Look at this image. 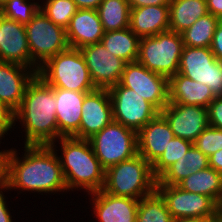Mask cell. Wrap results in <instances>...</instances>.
<instances>
[{"mask_svg": "<svg viewBox=\"0 0 222 222\" xmlns=\"http://www.w3.org/2000/svg\"><path fill=\"white\" fill-rule=\"evenodd\" d=\"M220 19L208 13L181 33L184 46L210 48Z\"/></svg>", "mask_w": 222, "mask_h": 222, "instance_id": "obj_29", "label": "cell"}, {"mask_svg": "<svg viewBox=\"0 0 222 222\" xmlns=\"http://www.w3.org/2000/svg\"><path fill=\"white\" fill-rule=\"evenodd\" d=\"M193 146V142L174 137L170 140L169 145L152 165L153 176L157 179L170 165L180 159Z\"/></svg>", "mask_w": 222, "mask_h": 222, "instance_id": "obj_31", "label": "cell"}, {"mask_svg": "<svg viewBox=\"0 0 222 222\" xmlns=\"http://www.w3.org/2000/svg\"><path fill=\"white\" fill-rule=\"evenodd\" d=\"M193 145L209 158L222 149V130L208 126L193 142Z\"/></svg>", "mask_w": 222, "mask_h": 222, "instance_id": "obj_34", "label": "cell"}, {"mask_svg": "<svg viewBox=\"0 0 222 222\" xmlns=\"http://www.w3.org/2000/svg\"><path fill=\"white\" fill-rule=\"evenodd\" d=\"M112 104L113 120L138 132L160 111L134 90L119 83L108 88Z\"/></svg>", "mask_w": 222, "mask_h": 222, "instance_id": "obj_9", "label": "cell"}, {"mask_svg": "<svg viewBox=\"0 0 222 222\" xmlns=\"http://www.w3.org/2000/svg\"><path fill=\"white\" fill-rule=\"evenodd\" d=\"M140 38L128 27L122 30L104 32L101 43L116 57L126 63L138 58Z\"/></svg>", "mask_w": 222, "mask_h": 222, "instance_id": "obj_27", "label": "cell"}, {"mask_svg": "<svg viewBox=\"0 0 222 222\" xmlns=\"http://www.w3.org/2000/svg\"><path fill=\"white\" fill-rule=\"evenodd\" d=\"M78 9H95L97 10L103 0H73Z\"/></svg>", "mask_w": 222, "mask_h": 222, "instance_id": "obj_42", "label": "cell"}, {"mask_svg": "<svg viewBox=\"0 0 222 222\" xmlns=\"http://www.w3.org/2000/svg\"><path fill=\"white\" fill-rule=\"evenodd\" d=\"M210 49L215 58L222 62V20L216 26Z\"/></svg>", "mask_w": 222, "mask_h": 222, "instance_id": "obj_37", "label": "cell"}, {"mask_svg": "<svg viewBox=\"0 0 222 222\" xmlns=\"http://www.w3.org/2000/svg\"><path fill=\"white\" fill-rule=\"evenodd\" d=\"M14 123V111L0 101V138L12 128Z\"/></svg>", "mask_w": 222, "mask_h": 222, "instance_id": "obj_36", "label": "cell"}, {"mask_svg": "<svg viewBox=\"0 0 222 222\" xmlns=\"http://www.w3.org/2000/svg\"><path fill=\"white\" fill-rule=\"evenodd\" d=\"M174 222H215V217H189L177 219Z\"/></svg>", "mask_w": 222, "mask_h": 222, "instance_id": "obj_44", "label": "cell"}, {"mask_svg": "<svg viewBox=\"0 0 222 222\" xmlns=\"http://www.w3.org/2000/svg\"><path fill=\"white\" fill-rule=\"evenodd\" d=\"M97 11L104 32L129 27L130 7L127 0H103Z\"/></svg>", "mask_w": 222, "mask_h": 222, "instance_id": "obj_28", "label": "cell"}, {"mask_svg": "<svg viewBox=\"0 0 222 222\" xmlns=\"http://www.w3.org/2000/svg\"><path fill=\"white\" fill-rule=\"evenodd\" d=\"M184 48L180 33L166 31L140 38L137 62L168 79L178 72Z\"/></svg>", "mask_w": 222, "mask_h": 222, "instance_id": "obj_6", "label": "cell"}, {"mask_svg": "<svg viewBox=\"0 0 222 222\" xmlns=\"http://www.w3.org/2000/svg\"><path fill=\"white\" fill-rule=\"evenodd\" d=\"M215 222H222V216L219 213L215 216Z\"/></svg>", "mask_w": 222, "mask_h": 222, "instance_id": "obj_46", "label": "cell"}, {"mask_svg": "<svg viewBox=\"0 0 222 222\" xmlns=\"http://www.w3.org/2000/svg\"><path fill=\"white\" fill-rule=\"evenodd\" d=\"M87 93L55 88L56 120L62 137L79 138L82 104Z\"/></svg>", "mask_w": 222, "mask_h": 222, "instance_id": "obj_18", "label": "cell"}, {"mask_svg": "<svg viewBox=\"0 0 222 222\" xmlns=\"http://www.w3.org/2000/svg\"><path fill=\"white\" fill-rule=\"evenodd\" d=\"M39 10L40 5L37 3L27 4L25 0H9L0 9V14L22 25H26Z\"/></svg>", "mask_w": 222, "mask_h": 222, "instance_id": "obj_33", "label": "cell"}, {"mask_svg": "<svg viewBox=\"0 0 222 222\" xmlns=\"http://www.w3.org/2000/svg\"><path fill=\"white\" fill-rule=\"evenodd\" d=\"M113 121L112 104L106 88L85 95L79 127V139H89Z\"/></svg>", "mask_w": 222, "mask_h": 222, "instance_id": "obj_15", "label": "cell"}, {"mask_svg": "<svg viewBox=\"0 0 222 222\" xmlns=\"http://www.w3.org/2000/svg\"><path fill=\"white\" fill-rule=\"evenodd\" d=\"M169 6H145L130 9L129 28L139 37L169 31Z\"/></svg>", "mask_w": 222, "mask_h": 222, "instance_id": "obj_23", "label": "cell"}, {"mask_svg": "<svg viewBox=\"0 0 222 222\" xmlns=\"http://www.w3.org/2000/svg\"><path fill=\"white\" fill-rule=\"evenodd\" d=\"M0 188L6 189L7 185L5 184L3 186H0ZM1 192L2 191H0V222H12L10 213L5 204L6 201H4L5 199H4L3 192L2 193Z\"/></svg>", "mask_w": 222, "mask_h": 222, "instance_id": "obj_39", "label": "cell"}, {"mask_svg": "<svg viewBox=\"0 0 222 222\" xmlns=\"http://www.w3.org/2000/svg\"><path fill=\"white\" fill-rule=\"evenodd\" d=\"M59 139L64 158H60V163L67 189L81 187L90 193L102 190L105 170L94 154L90 141L76 137Z\"/></svg>", "mask_w": 222, "mask_h": 222, "instance_id": "obj_3", "label": "cell"}, {"mask_svg": "<svg viewBox=\"0 0 222 222\" xmlns=\"http://www.w3.org/2000/svg\"><path fill=\"white\" fill-rule=\"evenodd\" d=\"M160 113L175 137L191 142L209 126L208 108L203 106L168 103Z\"/></svg>", "mask_w": 222, "mask_h": 222, "instance_id": "obj_14", "label": "cell"}, {"mask_svg": "<svg viewBox=\"0 0 222 222\" xmlns=\"http://www.w3.org/2000/svg\"><path fill=\"white\" fill-rule=\"evenodd\" d=\"M14 119H21L26 132L25 145H54L58 132L55 88L37 74L28 83Z\"/></svg>", "mask_w": 222, "mask_h": 222, "instance_id": "obj_2", "label": "cell"}, {"mask_svg": "<svg viewBox=\"0 0 222 222\" xmlns=\"http://www.w3.org/2000/svg\"><path fill=\"white\" fill-rule=\"evenodd\" d=\"M85 59L93 84L96 88H110L119 83L126 62L100 43L89 44L79 49Z\"/></svg>", "mask_w": 222, "mask_h": 222, "instance_id": "obj_13", "label": "cell"}, {"mask_svg": "<svg viewBox=\"0 0 222 222\" xmlns=\"http://www.w3.org/2000/svg\"><path fill=\"white\" fill-rule=\"evenodd\" d=\"M209 167L222 175V149L213 153L209 158Z\"/></svg>", "mask_w": 222, "mask_h": 222, "instance_id": "obj_41", "label": "cell"}, {"mask_svg": "<svg viewBox=\"0 0 222 222\" xmlns=\"http://www.w3.org/2000/svg\"><path fill=\"white\" fill-rule=\"evenodd\" d=\"M91 194L99 222H136L139 199L114 196L103 189Z\"/></svg>", "mask_w": 222, "mask_h": 222, "instance_id": "obj_20", "label": "cell"}, {"mask_svg": "<svg viewBox=\"0 0 222 222\" xmlns=\"http://www.w3.org/2000/svg\"><path fill=\"white\" fill-rule=\"evenodd\" d=\"M0 34V61L29 66L38 73L39 67L31 60L25 25L0 14Z\"/></svg>", "mask_w": 222, "mask_h": 222, "instance_id": "obj_16", "label": "cell"}, {"mask_svg": "<svg viewBox=\"0 0 222 222\" xmlns=\"http://www.w3.org/2000/svg\"><path fill=\"white\" fill-rule=\"evenodd\" d=\"M209 126L222 130V96L215 97L208 107Z\"/></svg>", "mask_w": 222, "mask_h": 222, "instance_id": "obj_35", "label": "cell"}, {"mask_svg": "<svg viewBox=\"0 0 222 222\" xmlns=\"http://www.w3.org/2000/svg\"><path fill=\"white\" fill-rule=\"evenodd\" d=\"M26 153L19 161L16 151L9 150L6 159V185L36 192L68 190L60 157L54 152V145H25Z\"/></svg>", "mask_w": 222, "mask_h": 222, "instance_id": "obj_1", "label": "cell"}, {"mask_svg": "<svg viewBox=\"0 0 222 222\" xmlns=\"http://www.w3.org/2000/svg\"><path fill=\"white\" fill-rule=\"evenodd\" d=\"M88 140L105 171L138 154L137 132L114 120Z\"/></svg>", "mask_w": 222, "mask_h": 222, "instance_id": "obj_7", "label": "cell"}, {"mask_svg": "<svg viewBox=\"0 0 222 222\" xmlns=\"http://www.w3.org/2000/svg\"><path fill=\"white\" fill-rule=\"evenodd\" d=\"M169 30L182 33L200 17L208 14L206 0H171Z\"/></svg>", "mask_w": 222, "mask_h": 222, "instance_id": "obj_25", "label": "cell"}, {"mask_svg": "<svg viewBox=\"0 0 222 222\" xmlns=\"http://www.w3.org/2000/svg\"><path fill=\"white\" fill-rule=\"evenodd\" d=\"M70 48L80 49L89 44L100 43L104 30L98 11L78 9L66 28Z\"/></svg>", "mask_w": 222, "mask_h": 222, "instance_id": "obj_21", "label": "cell"}, {"mask_svg": "<svg viewBox=\"0 0 222 222\" xmlns=\"http://www.w3.org/2000/svg\"><path fill=\"white\" fill-rule=\"evenodd\" d=\"M177 73L205 84L214 97L222 96V62L210 48L184 46Z\"/></svg>", "mask_w": 222, "mask_h": 222, "instance_id": "obj_10", "label": "cell"}, {"mask_svg": "<svg viewBox=\"0 0 222 222\" xmlns=\"http://www.w3.org/2000/svg\"><path fill=\"white\" fill-rule=\"evenodd\" d=\"M208 13L222 20V0H206Z\"/></svg>", "mask_w": 222, "mask_h": 222, "instance_id": "obj_40", "label": "cell"}, {"mask_svg": "<svg viewBox=\"0 0 222 222\" xmlns=\"http://www.w3.org/2000/svg\"><path fill=\"white\" fill-rule=\"evenodd\" d=\"M208 167V157L193 145L157 178L156 185H177L184 178Z\"/></svg>", "mask_w": 222, "mask_h": 222, "instance_id": "obj_24", "label": "cell"}, {"mask_svg": "<svg viewBox=\"0 0 222 222\" xmlns=\"http://www.w3.org/2000/svg\"><path fill=\"white\" fill-rule=\"evenodd\" d=\"M136 222H174L164 199L155 190L139 199Z\"/></svg>", "mask_w": 222, "mask_h": 222, "instance_id": "obj_30", "label": "cell"}, {"mask_svg": "<svg viewBox=\"0 0 222 222\" xmlns=\"http://www.w3.org/2000/svg\"><path fill=\"white\" fill-rule=\"evenodd\" d=\"M174 220L189 217H215L218 204L203 194L190 193L177 185H156Z\"/></svg>", "mask_w": 222, "mask_h": 222, "instance_id": "obj_12", "label": "cell"}, {"mask_svg": "<svg viewBox=\"0 0 222 222\" xmlns=\"http://www.w3.org/2000/svg\"><path fill=\"white\" fill-rule=\"evenodd\" d=\"M156 182L152 165L137 154L105 171L103 190L114 196L141 199L156 190Z\"/></svg>", "mask_w": 222, "mask_h": 222, "instance_id": "obj_4", "label": "cell"}, {"mask_svg": "<svg viewBox=\"0 0 222 222\" xmlns=\"http://www.w3.org/2000/svg\"><path fill=\"white\" fill-rule=\"evenodd\" d=\"M119 84L134 90L160 112L169 103L168 78L148 70L137 61L126 63Z\"/></svg>", "mask_w": 222, "mask_h": 222, "instance_id": "obj_11", "label": "cell"}, {"mask_svg": "<svg viewBox=\"0 0 222 222\" xmlns=\"http://www.w3.org/2000/svg\"><path fill=\"white\" fill-rule=\"evenodd\" d=\"M26 69L23 65L0 61V101L14 112L21 105L28 83L37 74Z\"/></svg>", "mask_w": 222, "mask_h": 222, "instance_id": "obj_19", "label": "cell"}, {"mask_svg": "<svg viewBox=\"0 0 222 222\" xmlns=\"http://www.w3.org/2000/svg\"><path fill=\"white\" fill-rule=\"evenodd\" d=\"M169 103L208 108L215 98L211 89L201 82L176 73L168 79Z\"/></svg>", "mask_w": 222, "mask_h": 222, "instance_id": "obj_22", "label": "cell"}, {"mask_svg": "<svg viewBox=\"0 0 222 222\" xmlns=\"http://www.w3.org/2000/svg\"><path fill=\"white\" fill-rule=\"evenodd\" d=\"M174 137L169 123L159 113L137 132L138 154L153 165Z\"/></svg>", "mask_w": 222, "mask_h": 222, "instance_id": "obj_17", "label": "cell"}, {"mask_svg": "<svg viewBox=\"0 0 222 222\" xmlns=\"http://www.w3.org/2000/svg\"><path fill=\"white\" fill-rule=\"evenodd\" d=\"M37 75L53 88L78 92L96 89L79 49L68 48L49 58L39 67Z\"/></svg>", "mask_w": 222, "mask_h": 222, "instance_id": "obj_5", "label": "cell"}, {"mask_svg": "<svg viewBox=\"0 0 222 222\" xmlns=\"http://www.w3.org/2000/svg\"><path fill=\"white\" fill-rule=\"evenodd\" d=\"M9 0H0V9L8 2Z\"/></svg>", "mask_w": 222, "mask_h": 222, "instance_id": "obj_47", "label": "cell"}, {"mask_svg": "<svg viewBox=\"0 0 222 222\" xmlns=\"http://www.w3.org/2000/svg\"><path fill=\"white\" fill-rule=\"evenodd\" d=\"M130 9L145 6H169L171 0H127Z\"/></svg>", "mask_w": 222, "mask_h": 222, "instance_id": "obj_38", "label": "cell"}, {"mask_svg": "<svg viewBox=\"0 0 222 222\" xmlns=\"http://www.w3.org/2000/svg\"><path fill=\"white\" fill-rule=\"evenodd\" d=\"M8 150L0 152V186L6 184V159Z\"/></svg>", "mask_w": 222, "mask_h": 222, "instance_id": "obj_43", "label": "cell"}, {"mask_svg": "<svg viewBox=\"0 0 222 222\" xmlns=\"http://www.w3.org/2000/svg\"><path fill=\"white\" fill-rule=\"evenodd\" d=\"M218 213L222 216V197L218 203Z\"/></svg>", "mask_w": 222, "mask_h": 222, "instance_id": "obj_45", "label": "cell"}, {"mask_svg": "<svg viewBox=\"0 0 222 222\" xmlns=\"http://www.w3.org/2000/svg\"><path fill=\"white\" fill-rule=\"evenodd\" d=\"M177 186L190 193L211 197L217 204L222 197V175L211 167L191 174Z\"/></svg>", "mask_w": 222, "mask_h": 222, "instance_id": "obj_26", "label": "cell"}, {"mask_svg": "<svg viewBox=\"0 0 222 222\" xmlns=\"http://www.w3.org/2000/svg\"><path fill=\"white\" fill-rule=\"evenodd\" d=\"M46 4V5H45ZM40 11L54 24L66 29L78 8L73 0H46Z\"/></svg>", "mask_w": 222, "mask_h": 222, "instance_id": "obj_32", "label": "cell"}, {"mask_svg": "<svg viewBox=\"0 0 222 222\" xmlns=\"http://www.w3.org/2000/svg\"><path fill=\"white\" fill-rule=\"evenodd\" d=\"M25 28L31 60L37 67L43 65L49 58L70 48L66 29L54 24L40 10L25 25Z\"/></svg>", "mask_w": 222, "mask_h": 222, "instance_id": "obj_8", "label": "cell"}]
</instances>
